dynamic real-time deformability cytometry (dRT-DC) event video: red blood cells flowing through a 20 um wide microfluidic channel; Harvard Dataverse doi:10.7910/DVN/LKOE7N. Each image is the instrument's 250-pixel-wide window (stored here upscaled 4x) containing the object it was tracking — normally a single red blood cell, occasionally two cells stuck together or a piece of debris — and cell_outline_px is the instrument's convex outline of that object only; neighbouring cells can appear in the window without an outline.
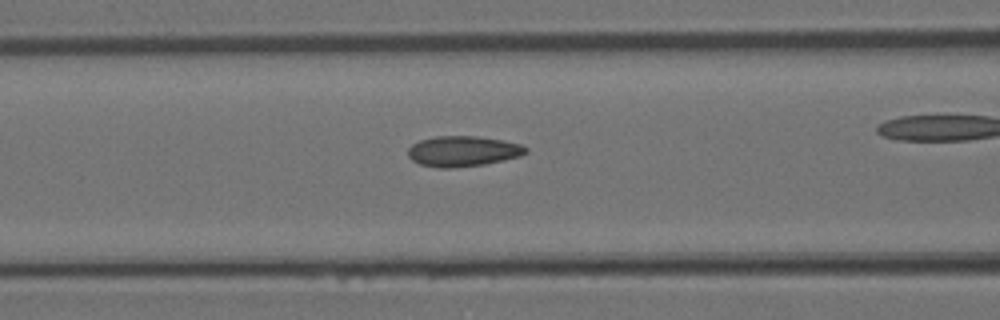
{"species": "Egyptian fruit bat (a non-hibernating species)", "species_latin": "Rousettus aegyptiacus", "temperature_condition": "room temperature", "stored_images_in_passage": 25, "camera_frame_rate_fps": 3000, "um_per_image_px": 0.085, "animal": {"sex": "female"}, "frame": {"image": 1, "passage_image": 8, "time_ms": 2.333, "image_size_px": [1000, 320], "cell_outline_px": [[528, 152], [520, 156], [504, 160], [484, 164], [456, 168], [436, 168], [420, 164], [412, 160], [408, 156], [408, 148], [412, 144], [420, 140], [436, 136], [476, 136], [500, 140], [520, 144], [528, 148]], "centroid_in_image_um": [39.33, 12.86], "position_along_channel_um": 127.3, "area_um2": 20.98}}
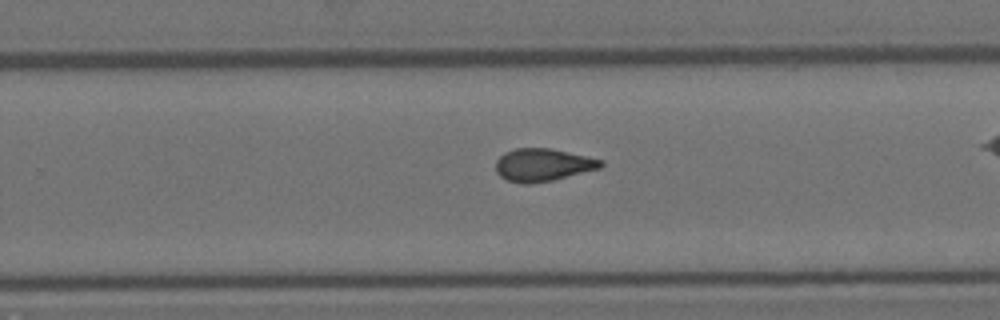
{"frame": {"image": 2, "passage_image": 18, "time_ms": 5.667, "image_size_px": [1000, 320], "cell_outline_px": [[604, 164], [600, 168], [552, 180], [532, 184], [520, 184], [504, 180], [496, 172], [496, 160], [504, 152], [516, 148], [552, 148], [604, 160]], "centroid_in_image_um": [46.11, 14.02], "position_along_channel_um": 283.7, "area_um2": 20.23}}